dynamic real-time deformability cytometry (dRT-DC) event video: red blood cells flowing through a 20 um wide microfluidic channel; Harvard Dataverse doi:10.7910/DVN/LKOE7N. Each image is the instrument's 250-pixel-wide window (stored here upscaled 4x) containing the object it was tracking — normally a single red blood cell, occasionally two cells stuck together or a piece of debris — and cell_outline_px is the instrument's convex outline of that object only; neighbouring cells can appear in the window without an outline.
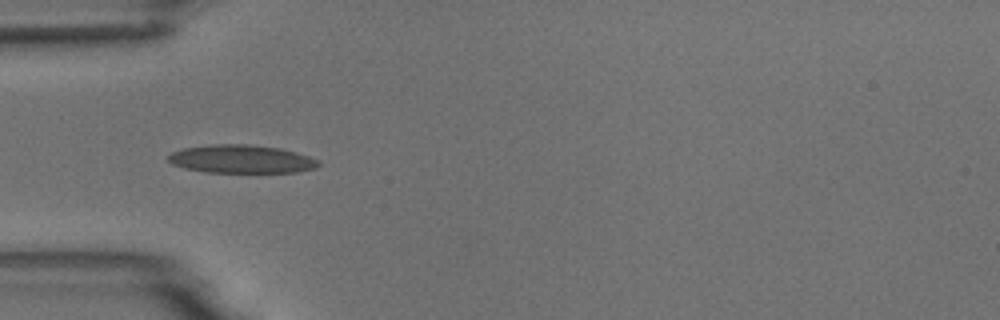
{"species": "common noctule bat (a hibernating species)", "species_latin": "Nyctalus noctula", "temperature_condition": "room temperature", "stored_images_in_passage": 7, "camera_frame_rate_fps": 3000, "um_per_image_px": 0.085, "animal": {"sex": "male", "body_mass_g": 18.8}, "frame": {"image": 1, "passage_image": 2, "time_ms": 2.0, "image_size_px": [1000, 320], "cell_outline_px": [[320, 164], [316, 168], [296, 172], [204, 172], [184, 168], [172, 164], [168, 160], [168, 156], [172, 152], [184, 148], [212, 144], [252, 144], [280, 148], [296, 152], [308, 156], [316, 160]], "centroid_in_image_um": [20.5, 13.51], "position_along_channel_um": 64.5, "area_um2": 24.68}}
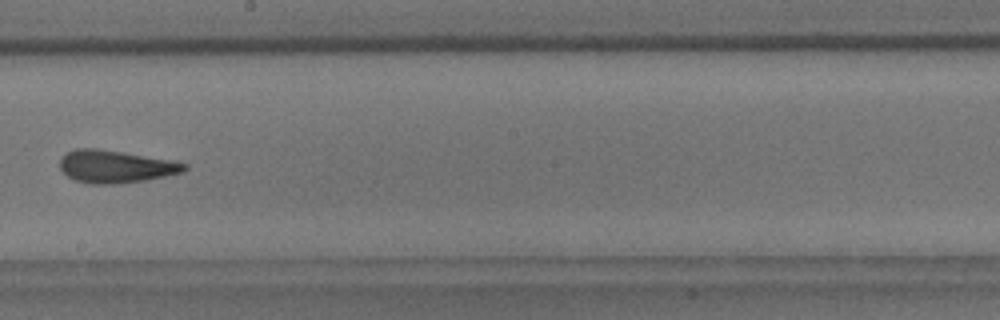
{"frame": {"image": 2, "passage_image": 6, "time_ms": 6.667, "image_size_px": [1000, 320], "cell_outline_px": [[188, 168], [184, 172], [144, 180], [116, 184], [92, 184], [76, 180], [68, 176], [60, 168], [60, 156], [76, 148], [96, 148], [172, 160], [188, 164]], "centroid_in_image_um": [9.82, 14.15], "position_along_channel_um": 238.4, "area_um2": 23.52}}
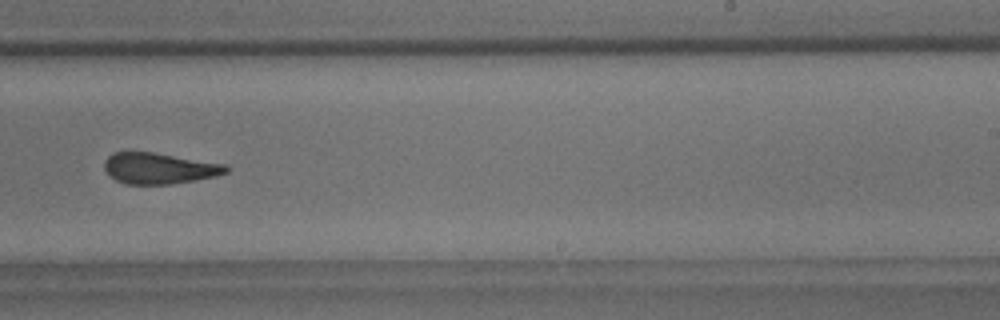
{"frame": {"image": 3, "passage_image": 7, "time_ms": 7.667, "image_size_px": [1000, 320], "cell_outline_px": [[228, 172], [216, 176], [196, 180], [168, 184], [124, 184], [108, 176], [104, 168], [104, 160], [112, 152], [152, 152], [228, 164]], "centroid_in_image_um": [13.52, 14.3], "position_along_channel_um": 275.5, "area_um2": 22.2}}